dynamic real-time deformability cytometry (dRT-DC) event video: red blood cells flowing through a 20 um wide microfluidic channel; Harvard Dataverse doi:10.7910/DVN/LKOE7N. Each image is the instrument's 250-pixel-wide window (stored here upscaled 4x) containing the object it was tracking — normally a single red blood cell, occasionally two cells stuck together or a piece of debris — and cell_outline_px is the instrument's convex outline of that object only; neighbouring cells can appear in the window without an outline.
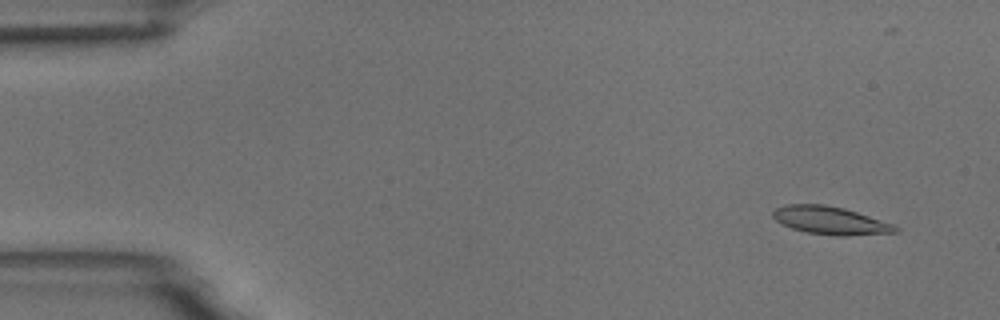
{"species": "common noctule bat (a hibernating species)", "species_latin": "Nyctalus noctula", "temperature_condition": "room temperature", "stored_images_in_passage": 5, "camera_frame_rate_fps": 3000, "um_per_image_px": 0.085, "animal": {"sex": "male", "body_mass_g": 18.8}, "frame": {"image": 1, "passage_image": 1, "time_ms": 0.0, "image_size_px": [1000, 320], "cell_outline_px": [[900, 232], [848, 236], [836, 236], [808, 232], [792, 228], [776, 220], [772, 216], [772, 212], [776, 208], [784, 204], [824, 204], [844, 208], [892, 224], [900, 228]], "centroid_in_image_um": [70.58, 18.74], "position_along_channel_um": 14.4, "area_um2": 19.83}}
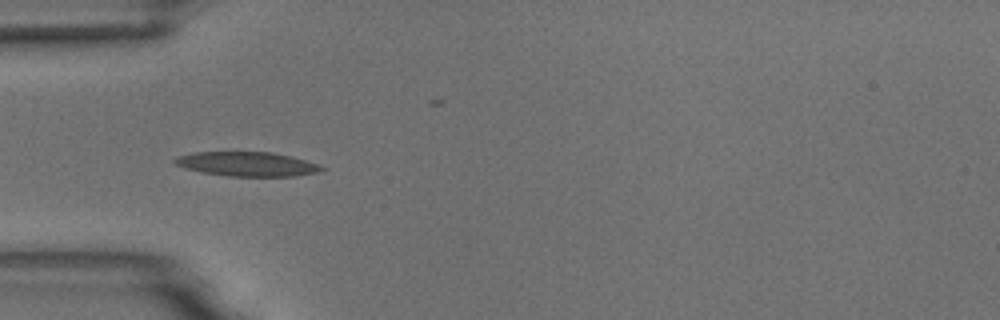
{"frame": {"image": 2, "passage_image": 4, "time_ms": 4.333, "image_size_px": [1000, 320], "cell_outline_px": [[328, 168], [324, 172], [296, 176], [228, 176], [204, 172], [184, 168], [176, 164], [172, 160], [176, 156], [196, 152], [272, 152], [292, 156]], "centroid_in_image_um": [21.05, 13.94], "position_along_channel_um": 63.9, "area_um2": 20.92}}